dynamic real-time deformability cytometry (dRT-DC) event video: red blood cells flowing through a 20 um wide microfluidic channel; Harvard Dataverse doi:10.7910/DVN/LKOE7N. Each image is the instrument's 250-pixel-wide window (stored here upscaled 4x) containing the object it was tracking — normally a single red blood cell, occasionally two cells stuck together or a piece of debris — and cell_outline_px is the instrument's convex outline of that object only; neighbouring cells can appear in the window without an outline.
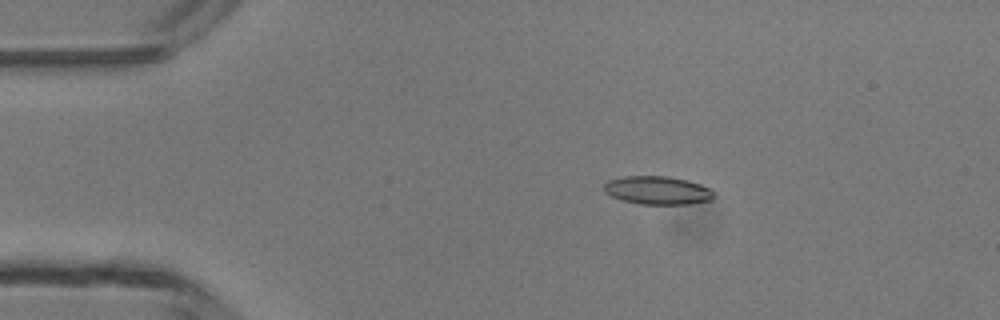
{"species": "common noctule bat (a hibernating species)", "species_latin": "Nyctalus noctula", "temperature_condition": "room temperature", "stored_images_in_passage": 6, "camera_frame_rate_fps": 3000, "um_per_image_px": 0.085, "animal": {"sex": "male", "body_mass_g": 13.3}, "frame": {"image": 1, "passage_image": 3, "time_ms": 2.333, "image_size_px": [1000, 320], "cell_outline_px": [[716, 196], [712, 200], [688, 204], [640, 204], [624, 200], [612, 196], [604, 192], [604, 184], [608, 180], [624, 176], [668, 176], [688, 180], [700, 184], [716, 192]], "centroid_in_image_um": [55.93, 16.17], "position_along_channel_um": 29.1, "area_um2": 18.21}}
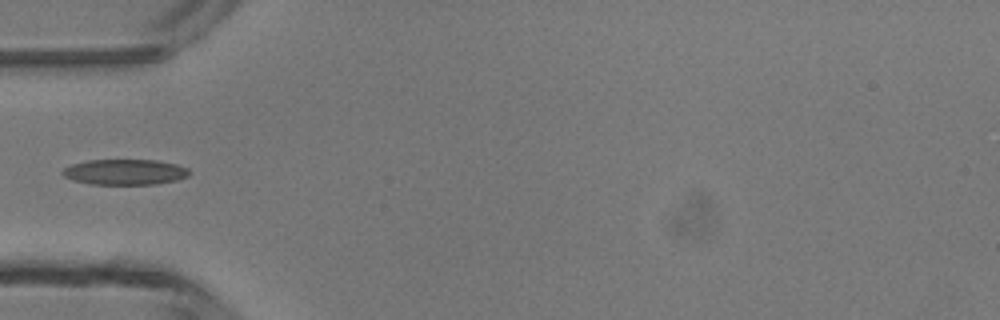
{"frame": {"image": 2, "passage_image": 5, "time_ms": 4.667, "image_size_px": [1000, 320], "cell_outline_px": [[188, 176], [176, 180], [156, 184], [88, 184], [72, 180], [64, 176], [60, 172], [64, 168], [72, 164], [88, 160], [156, 160], [176, 164], [188, 168]], "centroid_in_image_um": [10.58, 14.62], "position_along_channel_um": 74.4, "area_um2": 18.84}}
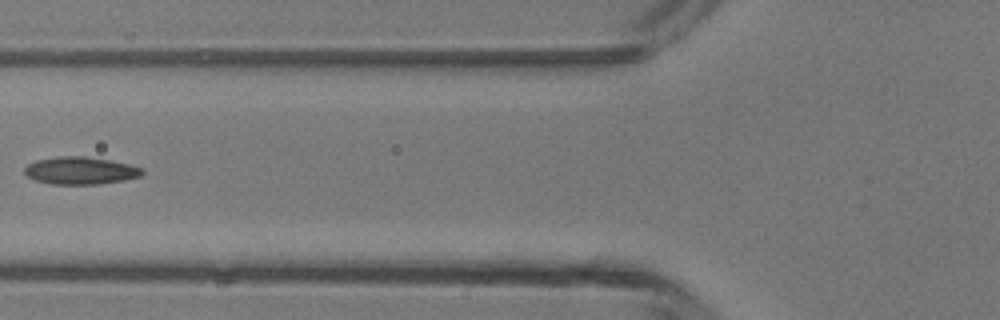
{"frame": {"image": 3, "passage_image": 6, "time_ms": 5.667, "image_size_px": [1000, 320], "cell_outline_px": [[144, 172], [140, 176], [124, 180], [96, 184], [52, 184], [36, 180], [28, 176], [24, 172], [24, 168], [28, 164], [36, 160], [56, 156], [84, 156], [112, 160], [144, 168]], "centroid_in_image_um": [6.85, 14.49], "position_along_channel_um": 119.0, "area_um2": 18.84}}